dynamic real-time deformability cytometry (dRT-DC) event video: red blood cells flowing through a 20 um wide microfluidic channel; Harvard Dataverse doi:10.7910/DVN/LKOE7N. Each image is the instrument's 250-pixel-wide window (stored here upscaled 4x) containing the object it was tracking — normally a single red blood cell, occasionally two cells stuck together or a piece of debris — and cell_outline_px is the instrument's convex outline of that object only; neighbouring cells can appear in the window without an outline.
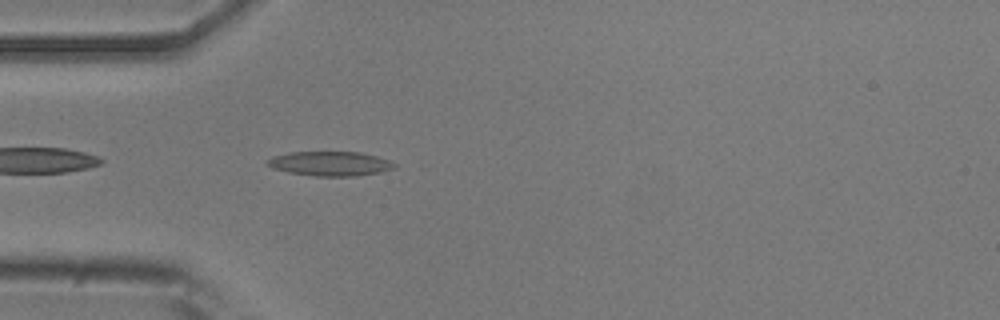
{"species": "common noctule bat (a hibernating species)", "species_latin": "Nyctalus noctula", "temperature_condition": "room temperature", "stored_images_in_passage": 37, "camera_frame_rate_fps": 3000, "um_per_image_px": 0.085, "animal": {"sex": "male", "body_mass_g": 20.5, "forearm_length_mm": 52.5}, "frame": {"image": 1, "passage_image": 3, "time_ms": 0.667, "image_size_px": [1000, 320], "cell_outline_px": [[396, 168], [380, 172], [356, 176], [316, 176], [288, 172], [272, 168], [268, 164], [268, 160], [272, 156], [292, 152], [360, 152], [376, 156], [388, 160], [396, 164]], "centroid_in_image_um": [28.08, 13.91], "position_along_channel_um": 56.9, "area_um2": 17.98}}
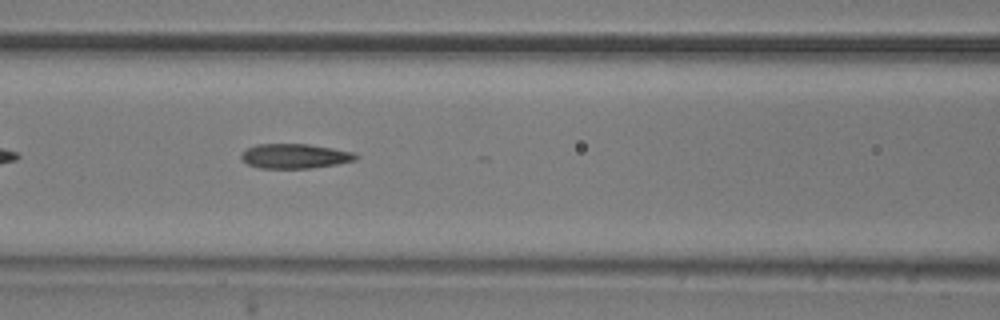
{"frame": {"image": 2, "passage_image": 10, "time_ms": 3.0, "image_size_px": [1000, 320], "cell_outline_px": [[360, 156], [356, 160], [336, 164], [308, 168], [260, 168], [248, 164], [240, 156], [248, 148], [256, 144], [308, 144], [356, 152]], "centroid_in_image_um": [25.11, 13.26], "position_along_channel_um": 141.5, "area_um2": 16.36}}
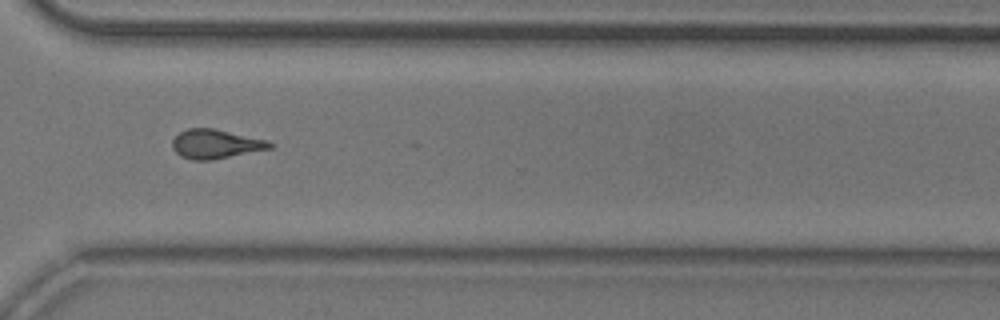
{"frame": {"image": 3, "passage_image": 27, "time_ms": 8.667, "image_size_px": [1000, 320], "cell_outline_px": [[276, 144], [272, 148], [212, 160], [192, 160], [180, 156], [172, 148], [172, 140], [180, 132], [188, 128], [212, 128], [268, 140]], "centroid_in_image_um": [18.34, 12.24], "position_along_channel_um": 352.3, "area_um2": 16.59}, "authors_computed_cell_mechanics": {"area_um2": 16.3574, "velocity_mm_per_s": 3.7275, "shape_relaxation_time_tau1_ms": 8.0364, "shape_relaxation_time_tau2_ms": 2.399, "deformation_change_tau1": 0.1923, "deformation_change_tau2": 0.1169}}